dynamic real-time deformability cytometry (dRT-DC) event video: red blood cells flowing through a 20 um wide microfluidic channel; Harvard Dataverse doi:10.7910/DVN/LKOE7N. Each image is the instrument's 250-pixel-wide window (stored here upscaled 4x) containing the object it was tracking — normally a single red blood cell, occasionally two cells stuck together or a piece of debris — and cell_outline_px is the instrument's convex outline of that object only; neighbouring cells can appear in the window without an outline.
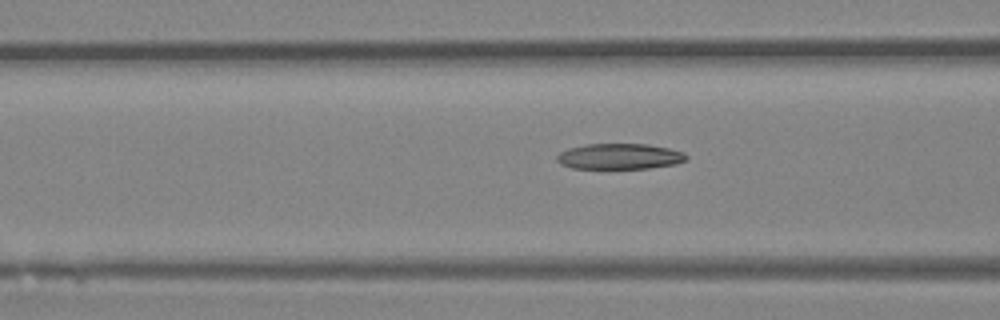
{"species": "Egyptian fruit bat (a non-hibernating species)", "species_latin": "Rousettus aegyptiacus", "temperature_condition": "room temperature", "stored_images_in_passage": 6, "camera_frame_rate_fps": 3000, "um_per_image_px": 0.085, "animal": {"sex": "female"}, "frame": {"image": 1, "passage_image": 6, "time_ms": 6.0, "image_size_px": [1000, 320], "cell_outline_px": [[688, 160], [676, 164], [648, 168], [572, 168], [560, 164], [556, 160], [556, 156], [560, 152], [568, 148], [588, 144], [648, 144], [668, 148], [684, 152], [688, 156]], "centroid_in_image_um": [52.68, 13.29], "position_along_channel_um": 113.9, "area_um2": 19.42}}